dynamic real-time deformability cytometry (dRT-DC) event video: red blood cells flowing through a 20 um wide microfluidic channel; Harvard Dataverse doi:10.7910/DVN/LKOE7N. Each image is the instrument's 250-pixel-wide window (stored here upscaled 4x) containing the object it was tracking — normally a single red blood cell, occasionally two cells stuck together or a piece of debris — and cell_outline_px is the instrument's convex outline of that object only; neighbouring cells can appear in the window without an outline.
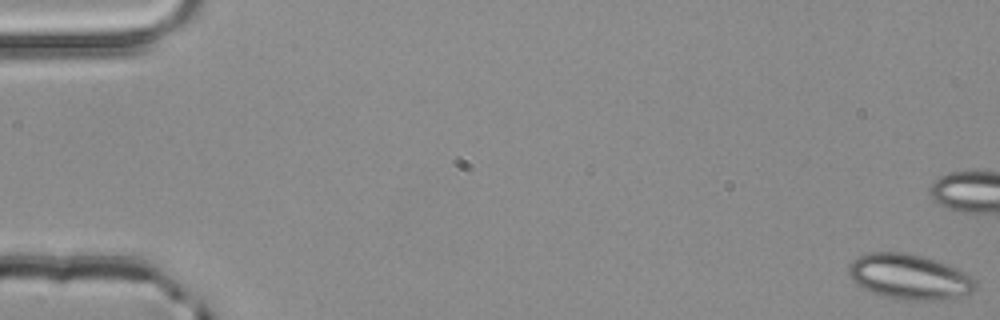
{"species": "common noctule bat (a hibernating species)", "species_latin": "Nyctalus noctula", "temperature_condition": "room temperature", "stored_images_in_passage": 5, "camera_frame_rate_fps": 3000, "um_per_image_px": 0.085, "animal": {"sex": "male", "body_mass_g": 20.4}, "frame": {"image": 1, "passage_image": 1, "time_ms": 0.0, "image_size_px": [1000, 320], "cell_outline_px": [[976, 288], [972, 292], [944, 300], [900, 300], [880, 296], [864, 288], [852, 280], [848, 272], [848, 268], [852, 260], [868, 252], [904, 252], [924, 256], [936, 260], [956, 268], [972, 276], [976, 284]], "centroid_in_image_um": [77.29, 23.53], "position_along_channel_um": 7.7, "area_um2": 33.52}}